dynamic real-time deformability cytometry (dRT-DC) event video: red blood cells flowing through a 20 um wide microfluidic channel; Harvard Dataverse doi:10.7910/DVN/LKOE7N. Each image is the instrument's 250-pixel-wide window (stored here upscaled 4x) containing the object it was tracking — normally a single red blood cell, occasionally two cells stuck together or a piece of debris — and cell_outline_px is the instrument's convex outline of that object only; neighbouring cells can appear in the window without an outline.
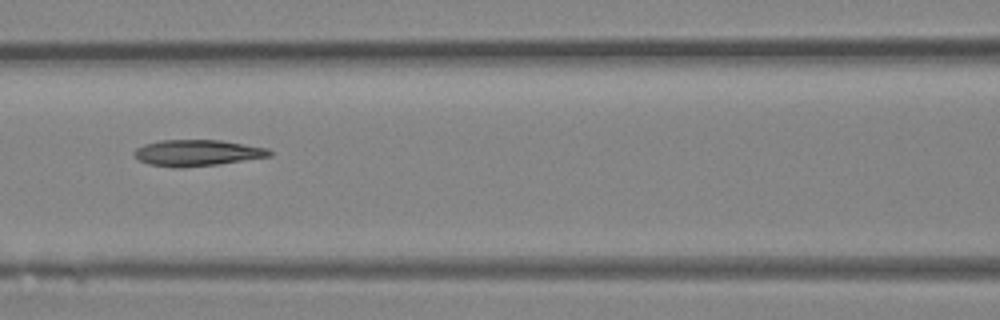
{"species": "Egyptian fruit bat (a non-hibernating species)", "species_latin": "Rousettus aegyptiacus", "temperature_condition": "room temperature", "stored_images_in_passage": 5, "camera_frame_rate_fps": 3000, "um_per_image_px": 0.085, "animal": {"sex": "female"}, "frame": {"image": 1, "passage_image": 4, "time_ms": 1.0, "image_size_px": [1000, 320], "cell_outline_px": [[272, 156], [220, 164], [180, 168], [176, 168], [148, 164], [132, 156], [132, 152], [136, 148], [144, 144], [160, 140], [220, 140], [268, 148], [272, 152]], "centroid_in_image_um": [16.73, 13.0], "position_along_channel_um": 149.9, "area_um2": 20.87}}
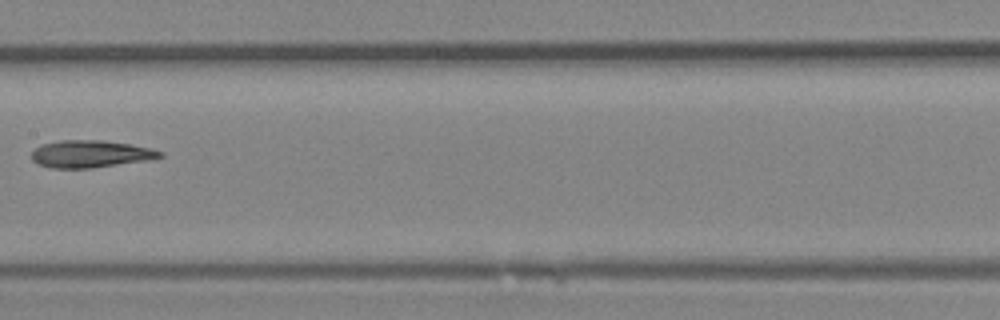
{"frame": {"image": 2, "passage_image": 5, "time_ms": 1.333, "image_size_px": [1000, 320], "cell_outline_px": [[164, 156], [152, 160], [92, 168], [52, 168], [36, 164], [32, 160], [32, 152], [40, 144], [60, 140], [104, 140], [152, 148], [164, 152]], "centroid_in_image_um": [7.72, 13.09], "position_along_channel_um": 199.7, "area_um2": 20.69}}